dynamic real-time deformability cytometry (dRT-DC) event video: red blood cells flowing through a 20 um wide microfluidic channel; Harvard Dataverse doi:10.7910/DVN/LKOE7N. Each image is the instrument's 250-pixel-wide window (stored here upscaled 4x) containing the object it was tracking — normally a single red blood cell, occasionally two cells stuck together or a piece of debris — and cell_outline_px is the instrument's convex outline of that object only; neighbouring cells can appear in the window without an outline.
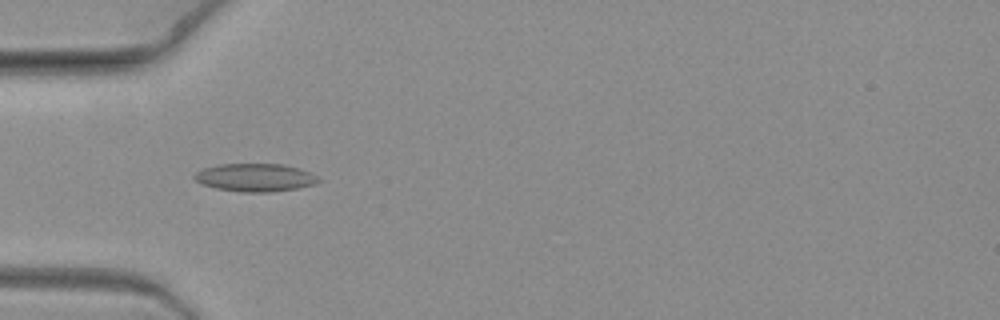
{"species": "common noctule bat (a hibernating species)", "species_latin": "Nyctalus noctula", "temperature_condition": "warm", "stored_images_in_passage": 6, "camera_frame_rate_fps": 3000, "um_per_image_px": 0.085, "animal": {"sex": "female", "body_mass_g": 19.3, "forearm_length_mm": 54.1}, "frame": {"image": 1, "passage_image": 5, "time_ms": 1.333, "image_size_px": [1000, 320], "cell_outline_px": [[320, 180], [316, 184], [296, 188], [268, 192], [240, 192], [216, 188], [204, 184], [196, 180], [192, 176], [196, 172], [204, 168], [220, 164], [284, 164], [300, 168], [316, 176]], "centroid_in_image_um": [21.69, 15.08], "position_along_channel_um": 63.3, "area_um2": 20.06}}
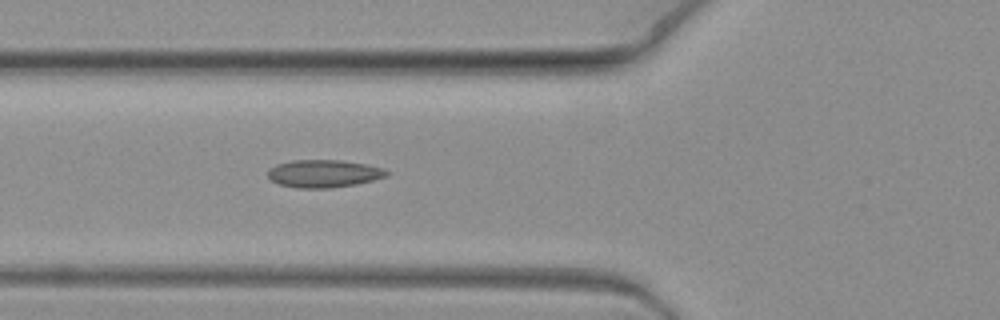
{"frame": {"image": 2, "passage_image": 6, "time_ms": 1.667, "image_size_px": [1000, 320], "cell_outline_px": [[392, 172], [388, 176], [356, 184], [332, 188], [296, 188], [280, 184], [272, 180], [268, 176], [268, 172], [276, 164], [292, 160], [340, 160], [364, 164], [384, 168]], "centroid_in_image_um": [27.56, 14.75], "position_along_channel_um": 98.2, "area_um2": 19.13}}